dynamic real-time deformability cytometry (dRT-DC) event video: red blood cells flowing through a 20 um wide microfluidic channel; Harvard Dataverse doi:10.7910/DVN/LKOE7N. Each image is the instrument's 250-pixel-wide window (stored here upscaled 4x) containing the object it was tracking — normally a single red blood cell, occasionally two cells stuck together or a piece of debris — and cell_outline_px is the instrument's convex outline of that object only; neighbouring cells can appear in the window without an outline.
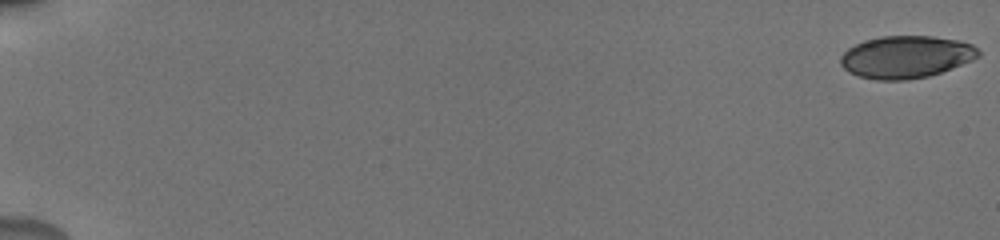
{"species": "human", "species_latin": "Homo sapiens", "temperature_condition": "cold", "stored_images_in_passage": 56, "camera_frame_rate_fps": 3000, "um_per_image_px": 0.085, "donor": {"sex": "male"}, "frame": {"image": 1, "passage_image": 1, "time_ms": 0.0, "image_size_px": [1000, 240], "cell_outline_px": [[980, 56], [972, 60], [940, 72], [928, 76], [904, 80], [876, 80], [860, 76], [848, 72], [840, 64], [840, 56], [848, 48], [864, 40], [880, 36], [932, 36], [960, 40], [972, 44], [980, 52]], "centroid_in_image_um": [77.0, 4.83], "position_along_channel_um": 8.0, "area_um2": 33.99}}
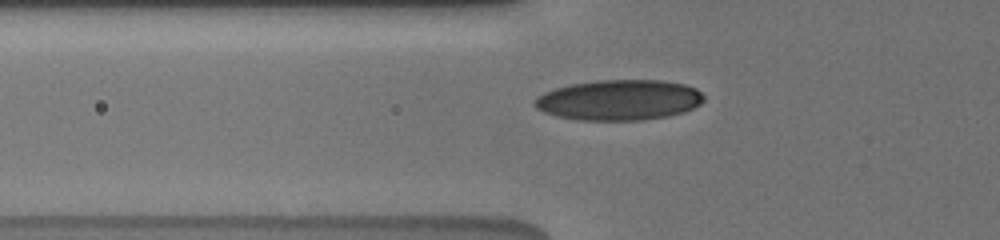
{"frame": {"image": 2, "passage_image": 22, "time_ms": 7.0, "image_size_px": [1000, 240], "cell_outline_px": [[704, 100], [700, 104], [684, 112], [668, 116], [640, 120], [580, 120], [556, 116], [544, 112], [536, 108], [532, 104], [532, 100], [536, 96], [544, 92], [556, 88], [572, 84], [596, 80], [664, 80], [684, 84], [696, 88], [704, 96]], "centroid_in_image_um": [52.6, 8.5], "position_along_channel_um": 73.2, "area_um2": 40.11}}
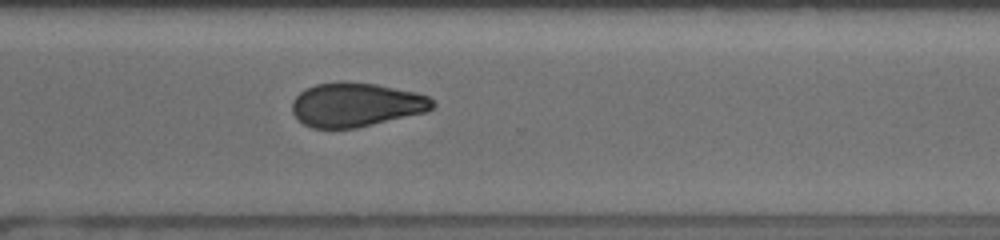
{"frame": {"image": 3, "passage_image": 43, "time_ms": 14.0, "image_size_px": [1000, 240], "cell_outline_px": [[436, 104], [432, 108], [424, 112], [356, 128], [312, 128], [304, 124], [292, 112], [292, 100], [300, 92], [316, 84], [340, 80], [344, 80], [376, 84], [416, 92], [428, 96]], "centroid_in_image_um": [30.24, 8.88], "position_along_channel_um": 340.4, "area_um2": 36.01}, "authors_computed_cell_mechanics": {"area_um2": 36.1828, "velocity_mm_per_s": 3.8464, "shape_relaxation_time_tau1_ms": 5.6678, "shape_relaxation_time_tau2_ms": 4.5701, "deformation_change_tau1": 0.1069, "deformation_change_tau2": 0.1047}}